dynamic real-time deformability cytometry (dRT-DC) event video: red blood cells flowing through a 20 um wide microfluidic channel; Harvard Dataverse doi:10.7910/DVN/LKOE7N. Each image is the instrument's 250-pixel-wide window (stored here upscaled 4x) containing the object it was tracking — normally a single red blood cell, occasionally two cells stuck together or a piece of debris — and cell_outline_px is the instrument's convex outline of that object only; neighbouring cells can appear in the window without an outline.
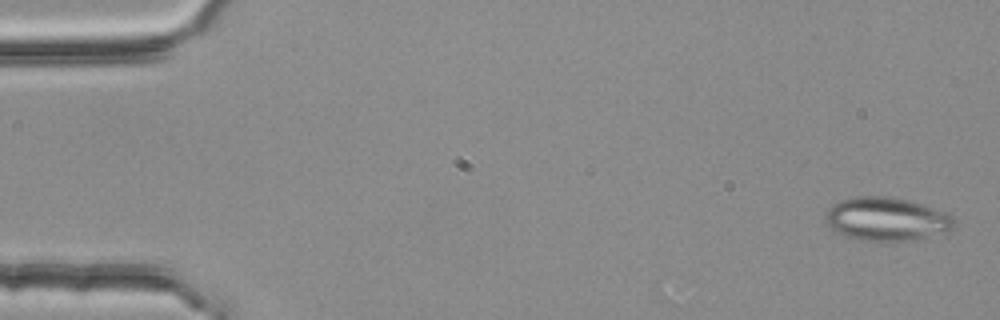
{"species": "common noctule bat (a hibernating species)", "species_latin": "Nyctalus noctula", "temperature_condition": "room temperature", "stored_images_in_passage": 5, "segment_of_instrument_passage": [2, 2], "camera_frame_rate_fps": 3000, "um_per_image_px": 0.085, "animal": {"sex": "female", "body_mass_g": 25.1}, "frame": {"image": 1, "passage_image": 5, "time_ms": 1.333, "image_size_px": [1000, 320], "cell_outline_px": [[956, 224], [952, 228], [944, 232], [908, 240], [864, 240], [848, 236], [832, 228], [828, 224], [828, 208], [840, 200], [852, 196], [888, 196], [912, 200], [944, 212], [952, 216]], "centroid_in_image_um": [75.39, 18.58], "position_along_channel_um": 9.6, "area_um2": 31.85}}